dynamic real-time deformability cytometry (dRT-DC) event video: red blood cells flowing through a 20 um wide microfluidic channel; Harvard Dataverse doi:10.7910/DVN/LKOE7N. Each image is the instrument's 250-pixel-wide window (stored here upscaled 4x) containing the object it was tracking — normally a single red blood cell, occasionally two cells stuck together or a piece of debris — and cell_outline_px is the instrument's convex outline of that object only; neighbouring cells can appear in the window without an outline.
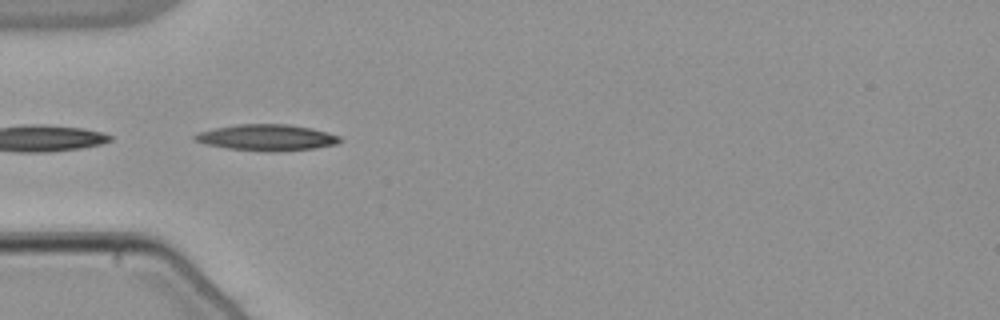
{"species": "common noctule bat (a hibernating species)", "species_latin": "Nyctalus noctula", "temperature_condition": "warm", "stored_images_in_passage": 18, "camera_frame_rate_fps": 3000, "um_per_image_px": 0.085, "animal": {"sex": "male", "body_mass_g": 21.5, "forearm_length_mm": 52.0}, "frame": {"image": 1, "passage_image": 16, "time_ms": 5.0, "image_size_px": [1000, 320], "cell_outline_px": [[344, 140], [336, 144], [316, 148], [272, 152], [228, 148], [208, 144], [192, 140], [192, 136], [200, 132], [216, 128], [240, 124], [288, 124], [312, 128], [328, 132], [340, 136]], "centroid_in_image_um": [22.73, 11.69], "position_along_channel_um": 62.3, "area_um2": 22.08}}